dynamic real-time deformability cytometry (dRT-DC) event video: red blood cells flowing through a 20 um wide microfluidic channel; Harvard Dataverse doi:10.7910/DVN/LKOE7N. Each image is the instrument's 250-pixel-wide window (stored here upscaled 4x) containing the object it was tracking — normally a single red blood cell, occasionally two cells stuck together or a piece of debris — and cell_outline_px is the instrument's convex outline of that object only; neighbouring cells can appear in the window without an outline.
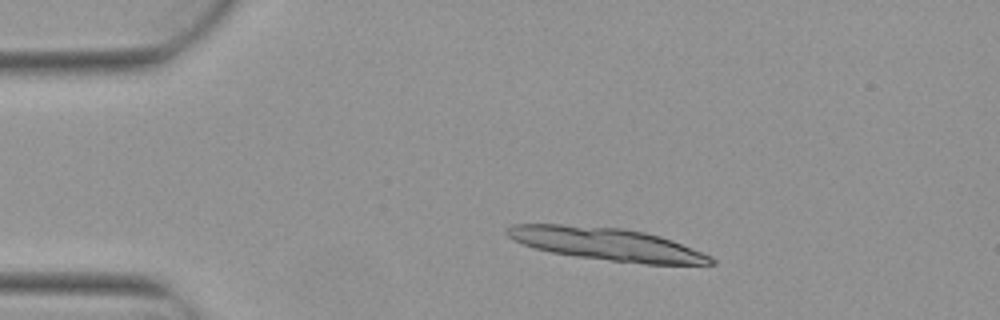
{"species": "Egyptian fruit bat (a non-hibernating species)", "species_latin": "Rousettus aegyptiacus", "temperature_condition": "warm", "stored_images_in_passage": 6, "camera_frame_rate_fps": 3000, "um_per_image_px": 0.085, "animal": {"sex": "female"}, "frame": {"image": 1, "passage_image": 2, "time_ms": 0.333, "image_size_px": [1000, 320], "cell_outline_px": [[716, 264], [644, 264], [576, 256], [552, 252], [536, 248], [524, 244], [508, 236], [504, 232], [504, 228], [512, 224], [560, 224], [624, 228], [644, 232], [660, 236], [672, 240], [712, 256], [716, 260]], "centroid_in_image_um": [51.59, 20.74], "position_along_channel_um": 33.4, "area_um2": 38.55}}
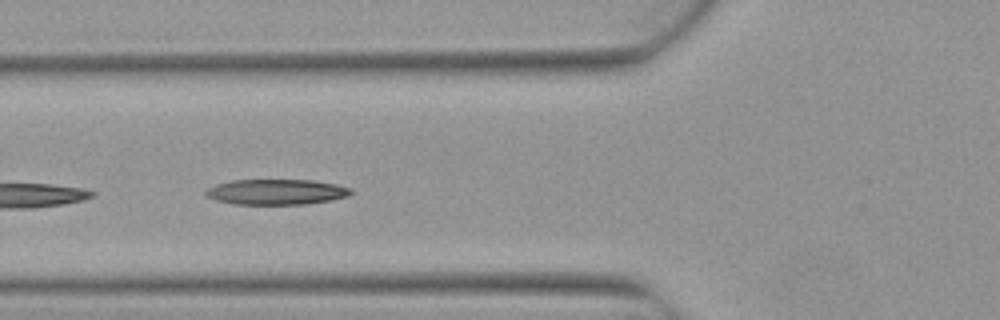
{"frame": {"image": 2, "passage_image": 5, "time_ms": 1.333, "image_size_px": [1000, 320], "cell_outline_px": [[352, 192], [348, 196], [332, 200], [304, 204], [232, 204], [216, 200], [208, 196], [204, 192], [208, 188], [216, 184], [232, 180], [312, 180], [336, 184], [352, 188]], "centroid_in_image_um": [23.5, 16.31], "position_along_channel_um": 102.3, "area_um2": 21.5}}
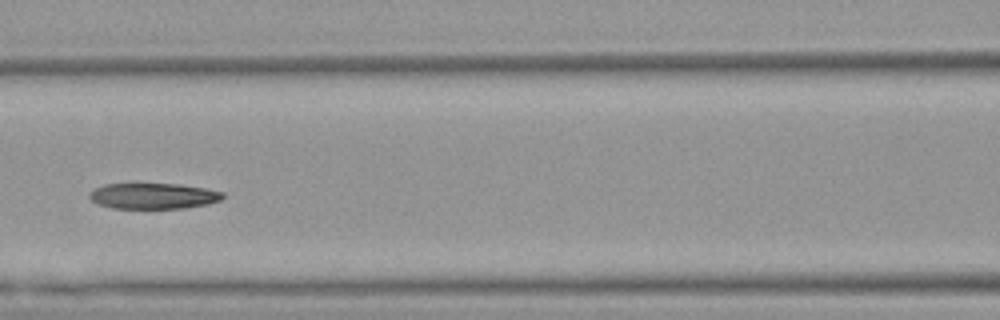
{"frame": {"image": 3, "passage_image": 6, "time_ms": 1.667, "image_size_px": [1000, 320], "cell_outline_px": [[224, 196], [220, 200], [208, 204], [184, 208], [112, 208], [96, 204], [88, 196], [96, 188], [104, 184], [176, 184], [204, 188], [224, 192]], "centroid_in_image_um": [13.03, 16.66], "position_along_channel_um": 153.6, "area_um2": 19.88}}